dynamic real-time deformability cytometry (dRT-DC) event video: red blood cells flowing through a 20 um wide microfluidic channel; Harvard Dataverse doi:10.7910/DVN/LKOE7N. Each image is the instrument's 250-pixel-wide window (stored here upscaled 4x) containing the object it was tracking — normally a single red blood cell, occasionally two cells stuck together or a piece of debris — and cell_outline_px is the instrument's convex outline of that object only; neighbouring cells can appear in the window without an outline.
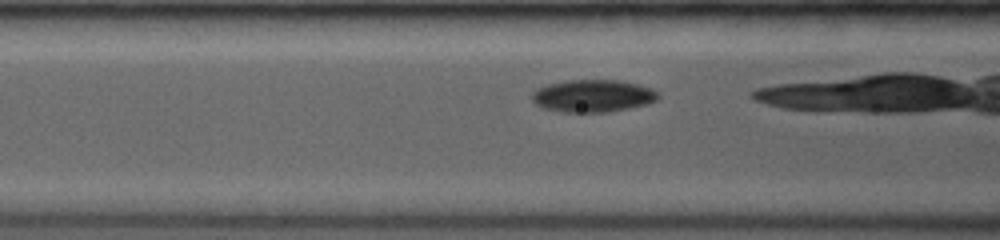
{"species": "common noctule bat (a hibernating species)", "species_latin": "Nyctalus noctula", "temperature_condition": "room temperature", "stored_images_in_passage": 36, "camera_frame_rate_fps": 3500, "um_per_image_px": 0.085, "animal": {"sex": "female", "body_mass_g": 19.0, "forearm_length_mm": 53.3}, "frame": {"image": 1, "passage_image": 6, "time_ms": 1.143, "image_size_px": [1000, 240], "cell_outline_px": [[660, 96], [656, 100], [648, 104], [608, 112], [560, 112], [540, 108], [532, 100], [532, 92], [536, 88], [548, 84], [568, 80], [620, 80], [652, 88]], "centroid_in_image_um": [50.36, 8.15], "position_along_channel_um": 116.2, "area_um2": 23.99}}
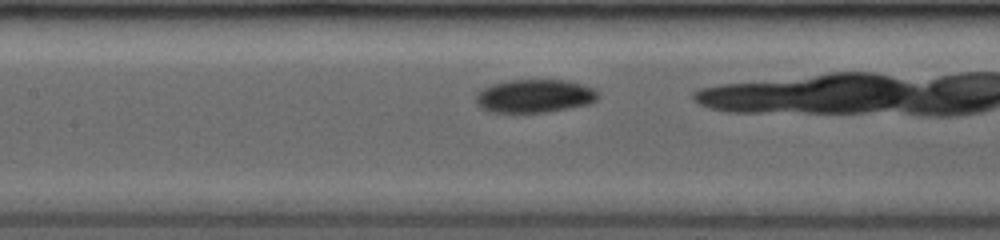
{"frame": {"image": 2, "passage_image": 11, "time_ms": 2.286, "image_size_px": [1000, 240], "cell_outline_px": [[600, 96], [592, 104], [548, 112], [492, 112], [480, 108], [476, 104], [476, 96], [484, 88], [492, 84], [508, 80], [564, 80], [584, 84], [592, 88]], "centroid_in_image_um": [45.47, 8.17], "position_along_channel_um": 161.9, "area_um2": 23.76}}